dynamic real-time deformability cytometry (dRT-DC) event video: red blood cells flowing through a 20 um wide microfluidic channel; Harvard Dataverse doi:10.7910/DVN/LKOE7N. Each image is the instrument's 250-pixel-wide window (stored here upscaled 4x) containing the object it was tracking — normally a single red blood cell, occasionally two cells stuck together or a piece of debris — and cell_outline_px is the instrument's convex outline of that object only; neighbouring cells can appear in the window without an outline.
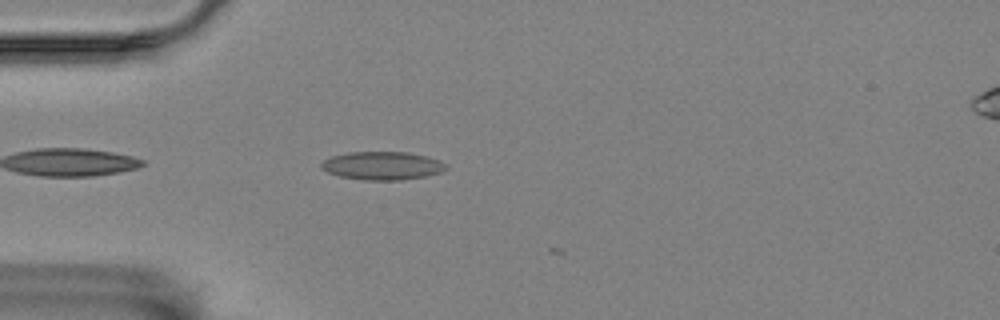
{"species": "Egyptian fruit bat (a non-hibernating species)", "species_latin": "Rousettus aegyptiacus", "temperature_condition": "room temperature", "stored_images_in_passage": 6, "camera_frame_rate_fps": 3000, "um_per_image_px": 0.085, "animal": {"sex": "female"}, "frame": {"image": 1, "passage_image": 4, "time_ms": 1.0, "image_size_px": [1000, 320], "cell_outline_px": [[448, 168], [440, 172], [424, 176], [400, 180], [364, 180], [340, 176], [328, 172], [320, 168], [320, 164], [324, 160], [332, 156], [348, 152], [408, 152], [428, 156], [440, 160], [448, 164]], "centroid_in_image_um": [32.52, 14.07], "position_along_channel_um": 52.5, "area_um2": 20.58}}